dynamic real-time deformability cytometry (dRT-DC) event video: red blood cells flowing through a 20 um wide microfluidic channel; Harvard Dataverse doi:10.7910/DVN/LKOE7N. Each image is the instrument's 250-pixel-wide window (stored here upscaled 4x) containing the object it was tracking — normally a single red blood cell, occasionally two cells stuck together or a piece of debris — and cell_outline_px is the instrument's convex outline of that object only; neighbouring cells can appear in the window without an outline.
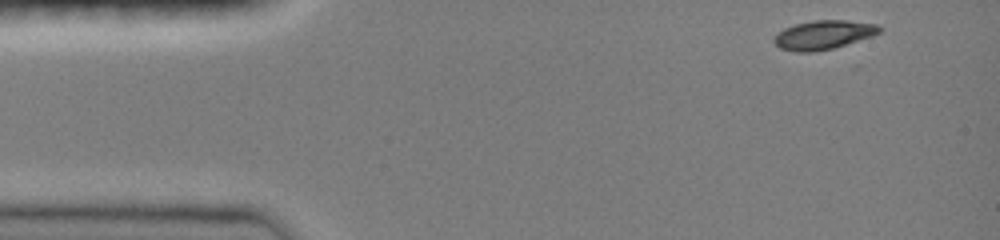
{"species": "common noctule bat (a hibernating species)", "species_latin": "Nyctalus noctula", "temperature_condition": "room temperature", "stored_images_in_passage": 40, "camera_frame_rate_fps": 3000, "um_per_image_px": 0.085, "animal": {"sex": "female", "body_mass_g": 19.0, "forearm_length_mm": 51.5}, "frame": {"image": 1, "passage_image": 1, "time_ms": 0.0, "image_size_px": [1000, 240], "cell_outline_px": [[884, 28], [880, 32], [872, 36], [832, 48], [812, 52], [796, 52], [780, 48], [772, 40], [784, 28], [796, 24], [816, 20], [844, 20], [880, 24]], "centroid_in_image_um": [70.04, 2.95], "position_along_channel_um": 15.0, "area_um2": 17.63}}
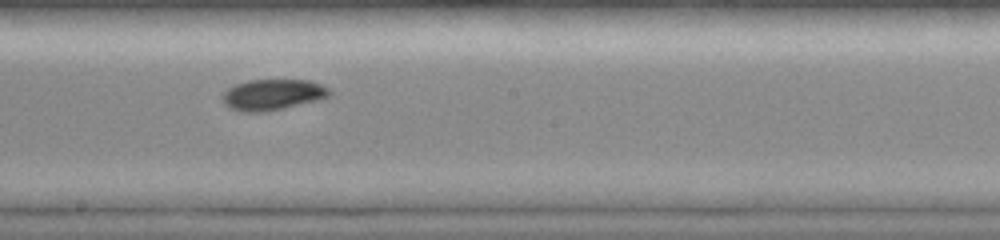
{"frame": {"image": 2, "passage_image": 23, "time_ms": 7.333, "image_size_px": [1000, 240], "cell_outline_px": [[332, 92], [328, 96], [320, 100], [268, 112], [240, 112], [228, 108], [224, 104], [220, 96], [228, 88], [236, 84], [248, 80], [308, 80], [320, 84], [328, 88]], "centroid_in_image_um": [23.14, 8.06], "position_along_channel_um": 225.1, "area_um2": 19.59}}
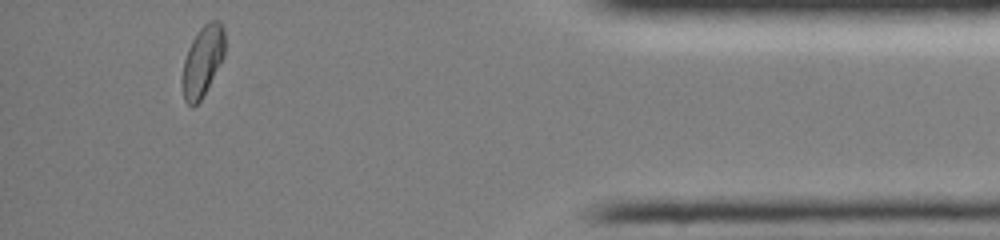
{"frame": {"image": 3, "passage_image": 40, "time_ms": 13.0, "image_size_px": [1000, 240], "cell_outline_px": [[224, 56], [200, 100], [192, 108], [184, 100], [184, 60], [188, 48], [192, 40], [200, 28], [208, 20], [220, 20], [224, 28]], "centroid_in_image_um": [17.25, 5.12], "position_along_channel_um": 418.0, "area_um2": 16.94}, "authors_computed_cell_mechanics": {"area_um2": 18.2937, "velocity_mm_per_s": 4.0591, "shape_relaxation_time_tau1_ms": 5.0797, "shape_relaxation_time_tau2_ms": 6.0415, "deformation_change_tau1": 0.1331, "deformation_change_tau2": 0.0691}}